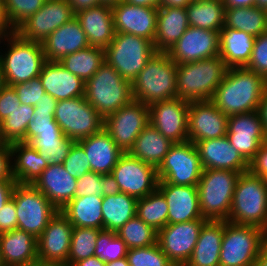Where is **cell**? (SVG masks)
I'll list each match as a JSON object with an SVG mask.
<instances>
[{"instance_id":"cell-5","label":"cell","mask_w":267,"mask_h":266,"mask_svg":"<svg viewBox=\"0 0 267 266\" xmlns=\"http://www.w3.org/2000/svg\"><path fill=\"white\" fill-rule=\"evenodd\" d=\"M84 97L105 119L133 100L131 82L105 61L85 82Z\"/></svg>"},{"instance_id":"cell-73","label":"cell","mask_w":267,"mask_h":266,"mask_svg":"<svg viewBox=\"0 0 267 266\" xmlns=\"http://www.w3.org/2000/svg\"><path fill=\"white\" fill-rule=\"evenodd\" d=\"M4 85H5V82H4V77H3V73H2V66L0 63V91Z\"/></svg>"},{"instance_id":"cell-72","label":"cell","mask_w":267,"mask_h":266,"mask_svg":"<svg viewBox=\"0 0 267 266\" xmlns=\"http://www.w3.org/2000/svg\"><path fill=\"white\" fill-rule=\"evenodd\" d=\"M4 2H0V21H7L4 13Z\"/></svg>"},{"instance_id":"cell-30","label":"cell","mask_w":267,"mask_h":266,"mask_svg":"<svg viewBox=\"0 0 267 266\" xmlns=\"http://www.w3.org/2000/svg\"><path fill=\"white\" fill-rule=\"evenodd\" d=\"M0 250L4 266L39 264L37 238L26 231L1 233Z\"/></svg>"},{"instance_id":"cell-42","label":"cell","mask_w":267,"mask_h":266,"mask_svg":"<svg viewBox=\"0 0 267 266\" xmlns=\"http://www.w3.org/2000/svg\"><path fill=\"white\" fill-rule=\"evenodd\" d=\"M136 215L156 231L167 225L168 205L164 195L156 189L137 199Z\"/></svg>"},{"instance_id":"cell-44","label":"cell","mask_w":267,"mask_h":266,"mask_svg":"<svg viewBox=\"0 0 267 266\" xmlns=\"http://www.w3.org/2000/svg\"><path fill=\"white\" fill-rule=\"evenodd\" d=\"M116 234L126 243L128 249L154 245L158 237V231L147 225L137 215L118 229Z\"/></svg>"},{"instance_id":"cell-2","label":"cell","mask_w":267,"mask_h":266,"mask_svg":"<svg viewBox=\"0 0 267 266\" xmlns=\"http://www.w3.org/2000/svg\"><path fill=\"white\" fill-rule=\"evenodd\" d=\"M131 87L133 99L146 106L177 98V64L167 52H156Z\"/></svg>"},{"instance_id":"cell-49","label":"cell","mask_w":267,"mask_h":266,"mask_svg":"<svg viewBox=\"0 0 267 266\" xmlns=\"http://www.w3.org/2000/svg\"><path fill=\"white\" fill-rule=\"evenodd\" d=\"M62 164L65 170L75 178H80L91 171L88 157L77 142L73 144Z\"/></svg>"},{"instance_id":"cell-11","label":"cell","mask_w":267,"mask_h":266,"mask_svg":"<svg viewBox=\"0 0 267 266\" xmlns=\"http://www.w3.org/2000/svg\"><path fill=\"white\" fill-rule=\"evenodd\" d=\"M55 121L62 133L75 142L99 132L104 119L84 96L57 101Z\"/></svg>"},{"instance_id":"cell-55","label":"cell","mask_w":267,"mask_h":266,"mask_svg":"<svg viewBox=\"0 0 267 266\" xmlns=\"http://www.w3.org/2000/svg\"><path fill=\"white\" fill-rule=\"evenodd\" d=\"M17 229L15 202L10 199L0 210V234Z\"/></svg>"},{"instance_id":"cell-9","label":"cell","mask_w":267,"mask_h":266,"mask_svg":"<svg viewBox=\"0 0 267 266\" xmlns=\"http://www.w3.org/2000/svg\"><path fill=\"white\" fill-rule=\"evenodd\" d=\"M104 51L105 61L131 83L156 53L152 41L128 33H115Z\"/></svg>"},{"instance_id":"cell-51","label":"cell","mask_w":267,"mask_h":266,"mask_svg":"<svg viewBox=\"0 0 267 266\" xmlns=\"http://www.w3.org/2000/svg\"><path fill=\"white\" fill-rule=\"evenodd\" d=\"M245 67L267 80V31L255 38L250 61Z\"/></svg>"},{"instance_id":"cell-6","label":"cell","mask_w":267,"mask_h":266,"mask_svg":"<svg viewBox=\"0 0 267 266\" xmlns=\"http://www.w3.org/2000/svg\"><path fill=\"white\" fill-rule=\"evenodd\" d=\"M227 221L267 232V189L261 177L249 171L238 176Z\"/></svg>"},{"instance_id":"cell-13","label":"cell","mask_w":267,"mask_h":266,"mask_svg":"<svg viewBox=\"0 0 267 266\" xmlns=\"http://www.w3.org/2000/svg\"><path fill=\"white\" fill-rule=\"evenodd\" d=\"M149 122V106L133 99L129 104L106 117L103 128L117 146L124 153H128L138 135L150 124Z\"/></svg>"},{"instance_id":"cell-61","label":"cell","mask_w":267,"mask_h":266,"mask_svg":"<svg viewBox=\"0 0 267 266\" xmlns=\"http://www.w3.org/2000/svg\"><path fill=\"white\" fill-rule=\"evenodd\" d=\"M67 1L72 7L74 13L102 4L100 0H67Z\"/></svg>"},{"instance_id":"cell-47","label":"cell","mask_w":267,"mask_h":266,"mask_svg":"<svg viewBox=\"0 0 267 266\" xmlns=\"http://www.w3.org/2000/svg\"><path fill=\"white\" fill-rule=\"evenodd\" d=\"M45 0H4V13L14 31L25 19L39 11Z\"/></svg>"},{"instance_id":"cell-27","label":"cell","mask_w":267,"mask_h":266,"mask_svg":"<svg viewBox=\"0 0 267 266\" xmlns=\"http://www.w3.org/2000/svg\"><path fill=\"white\" fill-rule=\"evenodd\" d=\"M39 77L45 93L57 101L72 99L85 94V82L66 70L58 61H46Z\"/></svg>"},{"instance_id":"cell-33","label":"cell","mask_w":267,"mask_h":266,"mask_svg":"<svg viewBox=\"0 0 267 266\" xmlns=\"http://www.w3.org/2000/svg\"><path fill=\"white\" fill-rule=\"evenodd\" d=\"M13 179L18 184H33L48 167L46 158L24 142L9 144Z\"/></svg>"},{"instance_id":"cell-40","label":"cell","mask_w":267,"mask_h":266,"mask_svg":"<svg viewBox=\"0 0 267 266\" xmlns=\"http://www.w3.org/2000/svg\"><path fill=\"white\" fill-rule=\"evenodd\" d=\"M223 28L244 31L256 38L267 31V10L256 6L226 8Z\"/></svg>"},{"instance_id":"cell-7","label":"cell","mask_w":267,"mask_h":266,"mask_svg":"<svg viewBox=\"0 0 267 266\" xmlns=\"http://www.w3.org/2000/svg\"><path fill=\"white\" fill-rule=\"evenodd\" d=\"M239 175V172L231 170H203L197 185L200 211L203 218L213 221H227Z\"/></svg>"},{"instance_id":"cell-64","label":"cell","mask_w":267,"mask_h":266,"mask_svg":"<svg viewBox=\"0 0 267 266\" xmlns=\"http://www.w3.org/2000/svg\"><path fill=\"white\" fill-rule=\"evenodd\" d=\"M225 8H241L255 6V0H223Z\"/></svg>"},{"instance_id":"cell-65","label":"cell","mask_w":267,"mask_h":266,"mask_svg":"<svg viewBox=\"0 0 267 266\" xmlns=\"http://www.w3.org/2000/svg\"><path fill=\"white\" fill-rule=\"evenodd\" d=\"M72 266H106V263L96 256L75 262Z\"/></svg>"},{"instance_id":"cell-31","label":"cell","mask_w":267,"mask_h":266,"mask_svg":"<svg viewBox=\"0 0 267 266\" xmlns=\"http://www.w3.org/2000/svg\"><path fill=\"white\" fill-rule=\"evenodd\" d=\"M189 27L184 7L158 8L154 48L156 52H168Z\"/></svg>"},{"instance_id":"cell-48","label":"cell","mask_w":267,"mask_h":266,"mask_svg":"<svg viewBox=\"0 0 267 266\" xmlns=\"http://www.w3.org/2000/svg\"><path fill=\"white\" fill-rule=\"evenodd\" d=\"M126 257L129 266H175L163 253L158 243L128 249Z\"/></svg>"},{"instance_id":"cell-24","label":"cell","mask_w":267,"mask_h":266,"mask_svg":"<svg viewBox=\"0 0 267 266\" xmlns=\"http://www.w3.org/2000/svg\"><path fill=\"white\" fill-rule=\"evenodd\" d=\"M157 189L167 201V224L205 219L200 211L197 186L158 183Z\"/></svg>"},{"instance_id":"cell-34","label":"cell","mask_w":267,"mask_h":266,"mask_svg":"<svg viewBox=\"0 0 267 266\" xmlns=\"http://www.w3.org/2000/svg\"><path fill=\"white\" fill-rule=\"evenodd\" d=\"M219 56L228 67H243L251 58L255 37L231 28H222L219 31Z\"/></svg>"},{"instance_id":"cell-57","label":"cell","mask_w":267,"mask_h":266,"mask_svg":"<svg viewBox=\"0 0 267 266\" xmlns=\"http://www.w3.org/2000/svg\"><path fill=\"white\" fill-rule=\"evenodd\" d=\"M11 150L9 144L0 147V181H15L12 175Z\"/></svg>"},{"instance_id":"cell-28","label":"cell","mask_w":267,"mask_h":266,"mask_svg":"<svg viewBox=\"0 0 267 266\" xmlns=\"http://www.w3.org/2000/svg\"><path fill=\"white\" fill-rule=\"evenodd\" d=\"M41 44L46 61H60L70 53L89 47L87 37L76 17L53 31Z\"/></svg>"},{"instance_id":"cell-36","label":"cell","mask_w":267,"mask_h":266,"mask_svg":"<svg viewBox=\"0 0 267 266\" xmlns=\"http://www.w3.org/2000/svg\"><path fill=\"white\" fill-rule=\"evenodd\" d=\"M102 201L97 195L73 198L60 212L74 227L103 229Z\"/></svg>"},{"instance_id":"cell-63","label":"cell","mask_w":267,"mask_h":266,"mask_svg":"<svg viewBox=\"0 0 267 266\" xmlns=\"http://www.w3.org/2000/svg\"><path fill=\"white\" fill-rule=\"evenodd\" d=\"M122 1L134 6L151 7L156 9L161 7V0H122Z\"/></svg>"},{"instance_id":"cell-58","label":"cell","mask_w":267,"mask_h":266,"mask_svg":"<svg viewBox=\"0 0 267 266\" xmlns=\"http://www.w3.org/2000/svg\"><path fill=\"white\" fill-rule=\"evenodd\" d=\"M102 192L103 196L115 195L120 191L118 183L113 175L110 174H102Z\"/></svg>"},{"instance_id":"cell-20","label":"cell","mask_w":267,"mask_h":266,"mask_svg":"<svg viewBox=\"0 0 267 266\" xmlns=\"http://www.w3.org/2000/svg\"><path fill=\"white\" fill-rule=\"evenodd\" d=\"M219 52V32L189 26L167 53L176 64H183L213 58Z\"/></svg>"},{"instance_id":"cell-62","label":"cell","mask_w":267,"mask_h":266,"mask_svg":"<svg viewBox=\"0 0 267 266\" xmlns=\"http://www.w3.org/2000/svg\"><path fill=\"white\" fill-rule=\"evenodd\" d=\"M258 113L263 122L265 136L267 138V89L265 90L258 106Z\"/></svg>"},{"instance_id":"cell-59","label":"cell","mask_w":267,"mask_h":266,"mask_svg":"<svg viewBox=\"0 0 267 266\" xmlns=\"http://www.w3.org/2000/svg\"><path fill=\"white\" fill-rule=\"evenodd\" d=\"M56 105L57 100L48 93H45L39 103L35 105L34 111H44L49 114H55Z\"/></svg>"},{"instance_id":"cell-18","label":"cell","mask_w":267,"mask_h":266,"mask_svg":"<svg viewBox=\"0 0 267 266\" xmlns=\"http://www.w3.org/2000/svg\"><path fill=\"white\" fill-rule=\"evenodd\" d=\"M189 102L172 98L149 106L150 124L173 143L189 140L188 137Z\"/></svg>"},{"instance_id":"cell-12","label":"cell","mask_w":267,"mask_h":266,"mask_svg":"<svg viewBox=\"0 0 267 266\" xmlns=\"http://www.w3.org/2000/svg\"><path fill=\"white\" fill-rule=\"evenodd\" d=\"M203 167L196 146L191 141L173 143L157 168L158 183L197 186Z\"/></svg>"},{"instance_id":"cell-45","label":"cell","mask_w":267,"mask_h":266,"mask_svg":"<svg viewBox=\"0 0 267 266\" xmlns=\"http://www.w3.org/2000/svg\"><path fill=\"white\" fill-rule=\"evenodd\" d=\"M102 229L74 227L68 255V266L75 262L94 256L96 240Z\"/></svg>"},{"instance_id":"cell-25","label":"cell","mask_w":267,"mask_h":266,"mask_svg":"<svg viewBox=\"0 0 267 266\" xmlns=\"http://www.w3.org/2000/svg\"><path fill=\"white\" fill-rule=\"evenodd\" d=\"M89 46L105 49L115 37L112 8L101 4L75 13Z\"/></svg>"},{"instance_id":"cell-21","label":"cell","mask_w":267,"mask_h":266,"mask_svg":"<svg viewBox=\"0 0 267 266\" xmlns=\"http://www.w3.org/2000/svg\"><path fill=\"white\" fill-rule=\"evenodd\" d=\"M228 116L210 101L189 102L188 137L195 143L226 136Z\"/></svg>"},{"instance_id":"cell-46","label":"cell","mask_w":267,"mask_h":266,"mask_svg":"<svg viewBox=\"0 0 267 266\" xmlns=\"http://www.w3.org/2000/svg\"><path fill=\"white\" fill-rule=\"evenodd\" d=\"M96 244L94 256L105 263L122 259L128 253L126 243L114 231L102 229Z\"/></svg>"},{"instance_id":"cell-43","label":"cell","mask_w":267,"mask_h":266,"mask_svg":"<svg viewBox=\"0 0 267 266\" xmlns=\"http://www.w3.org/2000/svg\"><path fill=\"white\" fill-rule=\"evenodd\" d=\"M34 106L21 104L0 123V140L3 144L25 142L26 130L34 116Z\"/></svg>"},{"instance_id":"cell-15","label":"cell","mask_w":267,"mask_h":266,"mask_svg":"<svg viewBox=\"0 0 267 266\" xmlns=\"http://www.w3.org/2000/svg\"><path fill=\"white\" fill-rule=\"evenodd\" d=\"M72 230L73 225L59 210L37 238L40 266H68Z\"/></svg>"},{"instance_id":"cell-71","label":"cell","mask_w":267,"mask_h":266,"mask_svg":"<svg viewBox=\"0 0 267 266\" xmlns=\"http://www.w3.org/2000/svg\"><path fill=\"white\" fill-rule=\"evenodd\" d=\"M102 4L113 6L121 2L122 0H100Z\"/></svg>"},{"instance_id":"cell-75","label":"cell","mask_w":267,"mask_h":266,"mask_svg":"<svg viewBox=\"0 0 267 266\" xmlns=\"http://www.w3.org/2000/svg\"><path fill=\"white\" fill-rule=\"evenodd\" d=\"M10 266H40L39 264H33V265H10Z\"/></svg>"},{"instance_id":"cell-52","label":"cell","mask_w":267,"mask_h":266,"mask_svg":"<svg viewBox=\"0 0 267 266\" xmlns=\"http://www.w3.org/2000/svg\"><path fill=\"white\" fill-rule=\"evenodd\" d=\"M102 174L93 171L87 172L80 178H77V185L74 198L87 195H97L103 197L102 192Z\"/></svg>"},{"instance_id":"cell-23","label":"cell","mask_w":267,"mask_h":266,"mask_svg":"<svg viewBox=\"0 0 267 266\" xmlns=\"http://www.w3.org/2000/svg\"><path fill=\"white\" fill-rule=\"evenodd\" d=\"M194 144L199 154L203 170H231L241 174L247 172L249 169V163L230 144L227 136L201 140Z\"/></svg>"},{"instance_id":"cell-14","label":"cell","mask_w":267,"mask_h":266,"mask_svg":"<svg viewBox=\"0 0 267 266\" xmlns=\"http://www.w3.org/2000/svg\"><path fill=\"white\" fill-rule=\"evenodd\" d=\"M75 13L67 0H45L41 9L14 31L29 41L42 43L53 31L71 21Z\"/></svg>"},{"instance_id":"cell-19","label":"cell","mask_w":267,"mask_h":266,"mask_svg":"<svg viewBox=\"0 0 267 266\" xmlns=\"http://www.w3.org/2000/svg\"><path fill=\"white\" fill-rule=\"evenodd\" d=\"M226 136L248 163L267 141L258 111L228 116Z\"/></svg>"},{"instance_id":"cell-54","label":"cell","mask_w":267,"mask_h":266,"mask_svg":"<svg viewBox=\"0 0 267 266\" xmlns=\"http://www.w3.org/2000/svg\"><path fill=\"white\" fill-rule=\"evenodd\" d=\"M20 105L21 102L14 87L5 84L0 91V123Z\"/></svg>"},{"instance_id":"cell-53","label":"cell","mask_w":267,"mask_h":266,"mask_svg":"<svg viewBox=\"0 0 267 266\" xmlns=\"http://www.w3.org/2000/svg\"><path fill=\"white\" fill-rule=\"evenodd\" d=\"M46 130H61L58 123L55 121L54 114H49L44 111H34L33 119L29 122L26 130L25 141L35 131Z\"/></svg>"},{"instance_id":"cell-10","label":"cell","mask_w":267,"mask_h":266,"mask_svg":"<svg viewBox=\"0 0 267 266\" xmlns=\"http://www.w3.org/2000/svg\"><path fill=\"white\" fill-rule=\"evenodd\" d=\"M17 215V229L38 238L59 211L32 184H16L12 194Z\"/></svg>"},{"instance_id":"cell-66","label":"cell","mask_w":267,"mask_h":266,"mask_svg":"<svg viewBox=\"0 0 267 266\" xmlns=\"http://www.w3.org/2000/svg\"><path fill=\"white\" fill-rule=\"evenodd\" d=\"M191 2V0H161V6L186 8Z\"/></svg>"},{"instance_id":"cell-35","label":"cell","mask_w":267,"mask_h":266,"mask_svg":"<svg viewBox=\"0 0 267 266\" xmlns=\"http://www.w3.org/2000/svg\"><path fill=\"white\" fill-rule=\"evenodd\" d=\"M172 144L173 142L149 124L138 135L134 146L128 153L157 169L168 154Z\"/></svg>"},{"instance_id":"cell-68","label":"cell","mask_w":267,"mask_h":266,"mask_svg":"<svg viewBox=\"0 0 267 266\" xmlns=\"http://www.w3.org/2000/svg\"><path fill=\"white\" fill-rule=\"evenodd\" d=\"M254 266H267V244L263 247L259 253Z\"/></svg>"},{"instance_id":"cell-8","label":"cell","mask_w":267,"mask_h":266,"mask_svg":"<svg viewBox=\"0 0 267 266\" xmlns=\"http://www.w3.org/2000/svg\"><path fill=\"white\" fill-rule=\"evenodd\" d=\"M266 244L265 230L224 221L220 266H254Z\"/></svg>"},{"instance_id":"cell-67","label":"cell","mask_w":267,"mask_h":266,"mask_svg":"<svg viewBox=\"0 0 267 266\" xmlns=\"http://www.w3.org/2000/svg\"><path fill=\"white\" fill-rule=\"evenodd\" d=\"M12 32L13 30L7 21H0V44L5 42Z\"/></svg>"},{"instance_id":"cell-76","label":"cell","mask_w":267,"mask_h":266,"mask_svg":"<svg viewBox=\"0 0 267 266\" xmlns=\"http://www.w3.org/2000/svg\"><path fill=\"white\" fill-rule=\"evenodd\" d=\"M0 266H4L3 260H2V256H1V250H0Z\"/></svg>"},{"instance_id":"cell-22","label":"cell","mask_w":267,"mask_h":266,"mask_svg":"<svg viewBox=\"0 0 267 266\" xmlns=\"http://www.w3.org/2000/svg\"><path fill=\"white\" fill-rule=\"evenodd\" d=\"M116 33H128L154 42L158 9L134 6L123 1L111 6Z\"/></svg>"},{"instance_id":"cell-3","label":"cell","mask_w":267,"mask_h":266,"mask_svg":"<svg viewBox=\"0 0 267 266\" xmlns=\"http://www.w3.org/2000/svg\"><path fill=\"white\" fill-rule=\"evenodd\" d=\"M228 68L219 55L177 64L178 97L188 102L210 100Z\"/></svg>"},{"instance_id":"cell-37","label":"cell","mask_w":267,"mask_h":266,"mask_svg":"<svg viewBox=\"0 0 267 266\" xmlns=\"http://www.w3.org/2000/svg\"><path fill=\"white\" fill-rule=\"evenodd\" d=\"M24 143H28L42 154L47 165L62 164L75 143L62 130L35 131Z\"/></svg>"},{"instance_id":"cell-16","label":"cell","mask_w":267,"mask_h":266,"mask_svg":"<svg viewBox=\"0 0 267 266\" xmlns=\"http://www.w3.org/2000/svg\"><path fill=\"white\" fill-rule=\"evenodd\" d=\"M206 219L167 224L158 231L157 243L175 266H184L190 259Z\"/></svg>"},{"instance_id":"cell-60","label":"cell","mask_w":267,"mask_h":266,"mask_svg":"<svg viewBox=\"0 0 267 266\" xmlns=\"http://www.w3.org/2000/svg\"><path fill=\"white\" fill-rule=\"evenodd\" d=\"M16 184V181H0V210L4 204L12 199Z\"/></svg>"},{"instance_id":"cell-41","label":"cell","mask_w":267,"mask_h":266,"mask_svg":"<svg viewBox=\"0 0 267 266\" xmlns=\"http://www.w3.org/2000/svg\"><path fill=\"white\" fill-rule=\"evenodd\" d=\"M58 62L86 82L105 62V51L102 48L89 46L64 56Z\"/></svg>"},{"instance_id":"cell-56","label":"cell","mask_w":267,"mask_h":266,"mask_svg":"<svg viewBox=\"0 0 267 266\" xmlns=\"http://www.w3.org/2000/svg\"><path fill=\"white\" fill-rule=\"evenodd\" d=\"M248 171L259 177L267 173V141L261 144L254 158L249 162Z\"/></svg>"},{"instance_id":"cell-70","label":"cell","mask_w":267,"mask_h":266,"mask_svg":"<svg viewBox=\"0 0 267 266\" xmlns=\"http://www.w3.org/2000/svg\"><path fill=\"white\" fill-rule=\"evenodd\" d=\"M255 6L267 10V0H255Z\"/></svg>"},{"instance_id":"cell-29","label":"cell","mask_w":267,"mask_h":266,"mask_svg":"<svg viewBox=\"0 0 267 266\" xmlns=\"http://www.w3.org/2000/svg\"><path fill=\"white\" fill-rule=\"evenodd\" d=\"M77 143L84 149L90 169L95 173H112L119 158L124 154L104 128Z\"/></svg>"},{"instance_id":"cell-26","label":"cell","mask_w":267,"mask_h":266,"mask_svg":"<svg viewBox=\"0 0 267 266\" xmlns=\"http://www.w3.org/2000/svg\"><path fill=\"white\" fill-rule=\"evenodd\" d=\"M58 209L74 198L77 178L71 176L63 164L48 166L32 184Z\"/></svg>"},{"instance_id":"cell-1","label":"cell","mask_w":267,"mask_h":266,"mask_svg":"<svg viewBox=\"0 0 267 266\" xmlns=\"http://www.w3.org/2000/svg\"><path fill=\"white\" fill-rule=\"evenodd\" d=\"M267 80L243 67H229L210 101L227 116L257 111Z\"/></svg>"},{"instance_id":"cell-74","label":"cell","mask_w":267,"mask_h":266,"mask_svg":"<svg viewBox=\"0 0 267 266\" xmlns=\"http://www.w3.org/2000/svg\"><path fill=\"white\" fill-rule=\"evenodd\" d=\"M261 179H262V182H263L265 188L267 189V173H264V174L261 176Z\"/></svg>"},{"instance_id":"cell-17","label":"cell","mask_w":267,"mask_h":266,"mask_svg":"<svg viewBox=\"0 0 267 266\" xmlns=\"http://www.w3.org/2000/svg\"><path fill=\"white\" fill-rule=\"evenodd\" d=\"M121 192L141 199L154 192L158 185L157 169L124 153L112 170Z\"/></svg>"},{"instance_id":"cell-50","label":"cell","mask_w":267,"mask_h":266,"mask_svg":"<svg viewBox=\"0 0 267 266\" xmlns=\"http://www.w3.org/2000/svg\"><path fill=\"white\" fill-rule=\"evenodd\" d=\"M15 92L21 104L34 106L39 103L42 96L45 94L40 77H35L29 81L13 85Z\"/></svg>"},{"instance_id":"cell-69","label":"cell","mask_w":267,"mask_h":266,"mask_svg":"<svg viewBox=\"0 0 267 266\" xmlns=\"http://www.w3.org/2000/svg\"><path fill=\"white\" fill-rule=\"evenodd\" d=\"M106 266H129L127 257L106 263Z\"/></svg>"},{"instance_id":"cell-39","label":"cell","mask_w":267,"mask_h":266,"mask_svg":"<svg viewBox=\"0 0 267 266\" xmlns=\"http://www.w3.org/2000/svg\"><path fill=\"white\" fill-rule=\"evenodd\" d=\"M189 26L219 32L224 26L223 0L193 1L185 8Z\"/></svg>"},{"instance_id":"cell-38","label":"cell","mask_w":267,"mask_h":266,"mask_svg":"<svg viewBox=\"0 0 267 266\" xmlns=\"http://www.w3.org/2000/svg\"><path fill=\"white\" fill-rule=\"evenodd\" d=\"M137 199L123 192L103 196V229L116 232L136 215Z\"/></svg>"},{"instance_id":"cell-4","label":"cell","mask_w":267,"mask_h":266,"mask_svg":"<svg viewBox=\"0 0 267 266\" xmlns=\"http://www.w3.org/2000/svg\"><path fill=\"white\" fill-rule=\"evenodd\" d=\"M5 42L3 45L4 47L7 45V51L0 49V63L5 84L13 86L38 77L46 62L42 44L26 40L15 31Z\"/></svg>"},{"instance_id":"cell-32","label":"cell","mask_w":267,"mask_h":266,"mask_svg":"<svg viewBox=\"0 0 267 266\" xmlns=\"http://www.w3.org/2000/svg\"><path fill=\"white\" fill-rule=\"evenodd\" d=\"M224 221L208 220L201 228L190 259L184 266H220Z\"/></svg>"}]
</instances>
